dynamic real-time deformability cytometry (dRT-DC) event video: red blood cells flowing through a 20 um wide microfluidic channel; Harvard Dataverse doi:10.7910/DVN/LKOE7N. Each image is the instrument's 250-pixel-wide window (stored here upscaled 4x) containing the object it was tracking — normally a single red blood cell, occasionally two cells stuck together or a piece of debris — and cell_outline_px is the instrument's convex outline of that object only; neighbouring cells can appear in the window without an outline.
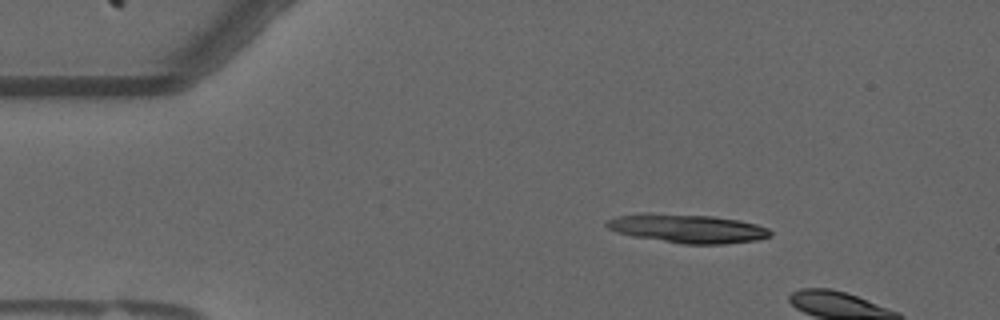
{"species": "common noctule bat (a hibernating species)", "species_latin": "Nyctalus noctula", "temperature_condition": "warm", "stored_images_in_passage": 5, "camera_frame_rate_fps": 3000, "um_per_image_px": 0.085, "animal": {"sex": "male", "forearm_length_mm": 52.5}, "frame": {"image": 1, "passage_image": 1, "time_ms": 0.0, "image_size_px": [1000, 320], "cell_outline_px": [[772, 236], [756, 240], [724, 244], [684, 244], [632, 236], [616, 232], [608, 228], [604, 224], [604, 220], [616, 216], [644, 212], [648, 212], [712, 216], [740, 220], [756, 224], [768, 228], [772, 232]], "centroid_in_image_um": [58.39, 19.41], "position_along_channel_um": 26.6, "area_um2": 27.74}}